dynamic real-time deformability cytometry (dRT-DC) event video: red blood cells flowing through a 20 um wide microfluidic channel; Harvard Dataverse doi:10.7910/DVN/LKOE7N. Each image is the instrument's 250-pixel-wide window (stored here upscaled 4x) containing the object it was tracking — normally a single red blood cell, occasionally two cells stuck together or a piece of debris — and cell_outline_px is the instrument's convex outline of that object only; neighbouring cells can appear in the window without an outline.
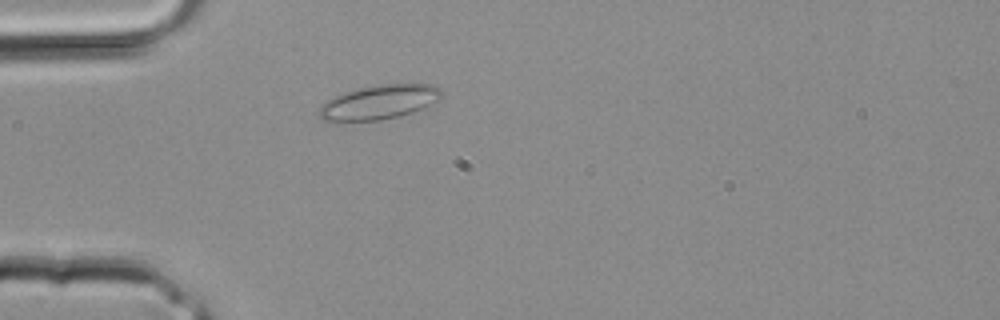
{"species": "common noctule bat (a hibernating species)", "species_latin": "Nyctalus noctula", "temperature_condition": "room temperature", "stored_images_in_passage": 1, "camera_frame_rate_fps": 3000, "um_per_image_px": 0.085, "animal": {"sex": "male", "body_mass_g": 20.4}, "frame": {"image": 1, "passage_image": 1, "time_ms": 0.0, "image_size_px": [1000, 320], "cell_outline_px": [[444, 96], [440, 100], [412, 112], [380, 120], [324, 120], [320, 116], [320, 108], [328, 100], [336, 96], [360, 88], [380, 84], [436, 84], [444, 92]], "centroid_in_image_um": [32.35, 8.65], "position_along_channel_um": 52.7, "area_um2": 23.93}}